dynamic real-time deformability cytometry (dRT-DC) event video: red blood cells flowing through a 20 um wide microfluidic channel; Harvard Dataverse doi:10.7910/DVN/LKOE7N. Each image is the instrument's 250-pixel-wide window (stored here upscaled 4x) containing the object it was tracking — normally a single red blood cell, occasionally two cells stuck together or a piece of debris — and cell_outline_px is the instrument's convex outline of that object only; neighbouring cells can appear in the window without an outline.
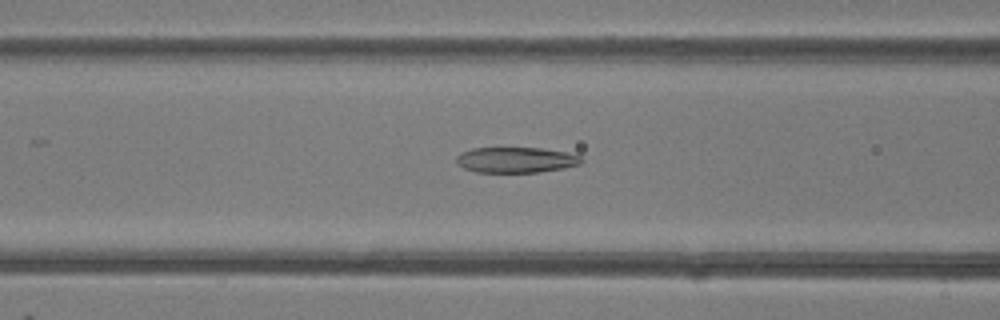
{"species": "common noctule bat (a hibernating species)", "species_latin": "Nyctalus noctula", "temperature_condition": "room temperature", "stored_images_in_passage": 25, "camera_frame_rate_fps": 3000, "um_per_image_px": 0.085, "animal": {"sex": "female"}, "frame": {"image": 1, "passage_image": 8, "time_ms": 2.333, "image_size_px": [1000, 320], "cell_outline_px": [[584, 160], [580, 164], [564, 168], [540, 172], [476, 172], [464, 168], [456, 164], [456, 156], [460, 152], [472, 148], [540, 148], [564, 152], [580, 156]], "centroid_in_image_um": [43.82, 13.59], "position_along_channel_um": 122.8, "area_um2": 18.67}}
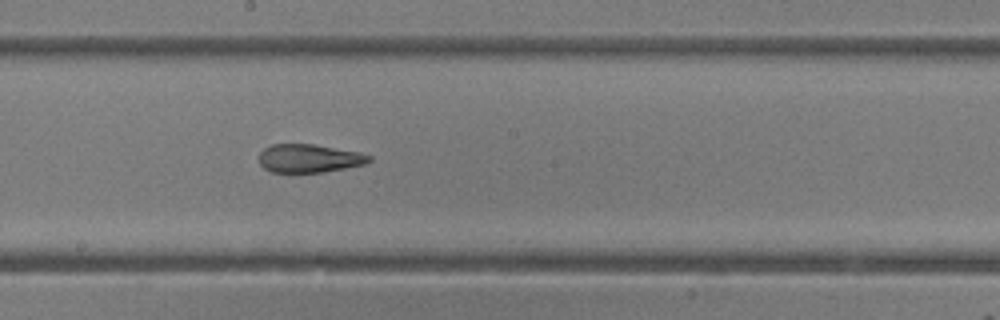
{"frame": {"image": 2, "passage_image": 15, "time_ms": 4.667, "image_size_px": [1000, 320], "cell_outline_px": [[372, 160], [368, 164], [324, 172], [272, 172], [264, 168], [260, 164], [260, 152], [264, 148], [272, 144], [312, 144], [360, 152], [372, 156]], "centroid_in_image_um": [26.32, 13.46], "position_along_channel_um": 221.9, "area_um2": 18.26}}
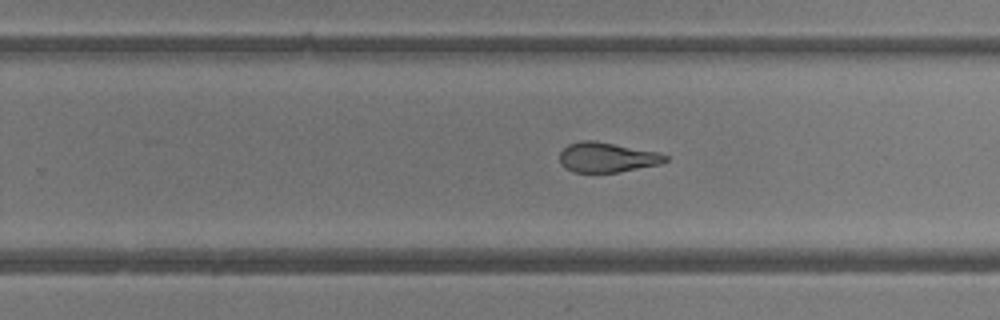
{"frame": {"image": 3, "passage_image": 19, "time_ms": 6.0, "image_size_px": [1000, 320], "cell_outline_px": [[668, 160], [660, 164], [620, 172], [572, 172], [564, 168], [560, 164], [560, 152], [568, 144], [580, 140], [596, 140], [660, 152], [668, 156]], "centroid_in_image_um": [51.6, 13.36], "position_along_channel_um": 278.2, "area_um2": 18.73}}